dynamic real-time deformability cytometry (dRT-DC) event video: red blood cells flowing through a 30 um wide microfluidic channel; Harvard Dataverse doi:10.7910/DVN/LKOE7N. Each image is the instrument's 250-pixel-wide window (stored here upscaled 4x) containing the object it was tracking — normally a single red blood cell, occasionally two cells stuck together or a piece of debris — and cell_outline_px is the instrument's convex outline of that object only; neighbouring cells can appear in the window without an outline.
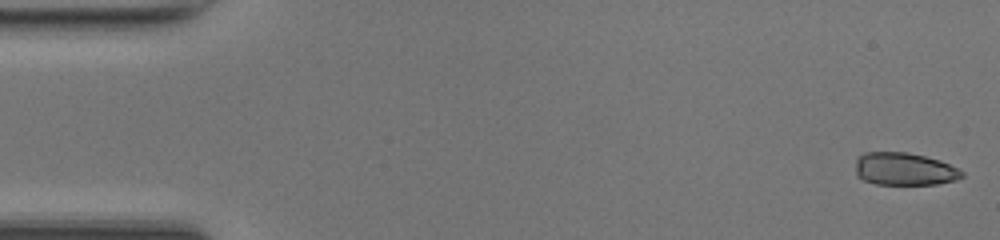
{"species": "common noctule bat (a hibernating species)", "species_latin": "Nyctalus noctula", "temperature_condition": "room temperature", "stored_images_in_passage": 48, "camera_frame_rate_fps": 3000, "um_per_image_px": 0.085, "animal": {"sex": "female", "body_mass_g": 17.0, "forearm_length_mm": 48.0}, "frame": {"image": 1, "passage_image": 1, "time_ms": 0.0, "image_size_px": [1000, 240], "cell_outline_px": [[964, 176], [956, 180], [936, 184], [876, 184], [864, 180], [856, 176], [856, 160], [864, 152], [908, 152], [940, 160], [964, 172]], "centroid_in_image_um": [76.86, 14.37], "position_along_channel_um": 8.1, "area_um2": 20.23}}
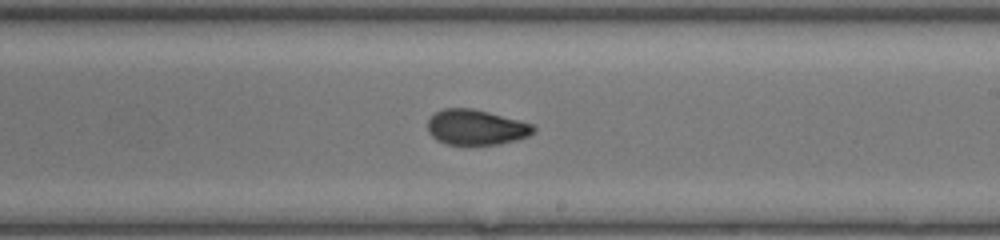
{"frame": {"image": 2, "passage_image": 28, "time_ms": 9.0, "image_size_px": [1000, 240], "cell_outline_px": [[536, 128], [528, 136], [516, 140], [500, 144], [448, 144], [436, 140], [428, 132], [428, 120], [436, 112], [444, 108], [472, 108], [488, 112], [532, 124]], "centroid_in_image_um": [40.44, 10.82], "position_along_channel_um": 248.6, "area_um2": 21.5}}
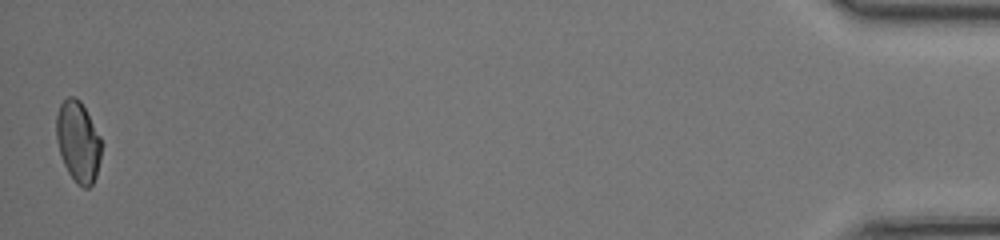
{"frame": {"image": 3, "passage_image": 48, "time_ms": 15.667, "image_size_px": [1000, 240], "cell_outline_px": [[100, 160], [96, 176], [92, 184], [88, 188], [84, 188], [76, 184], [68, 172], [64, 164], [56, 140], [56, 116], [60, 104], [68, 96], [76, 96], [80, 100], [100, 136]], "centroid_in_image_um": [6.62, 12.04], "position_along_channel_um": 428.6, "area_um2": 21.15}, "authors_computed_cell_mechanics": {"area_um2": 21.6461, "velocity_mm_per_s": 4.2272, "shape_relaxation_time_tau1_ms": null, "shape_relaxation_time_tau2_ms": 1.1305, "deformation_change_tau1": null, "deformation_change_tau2": 0.0572}}